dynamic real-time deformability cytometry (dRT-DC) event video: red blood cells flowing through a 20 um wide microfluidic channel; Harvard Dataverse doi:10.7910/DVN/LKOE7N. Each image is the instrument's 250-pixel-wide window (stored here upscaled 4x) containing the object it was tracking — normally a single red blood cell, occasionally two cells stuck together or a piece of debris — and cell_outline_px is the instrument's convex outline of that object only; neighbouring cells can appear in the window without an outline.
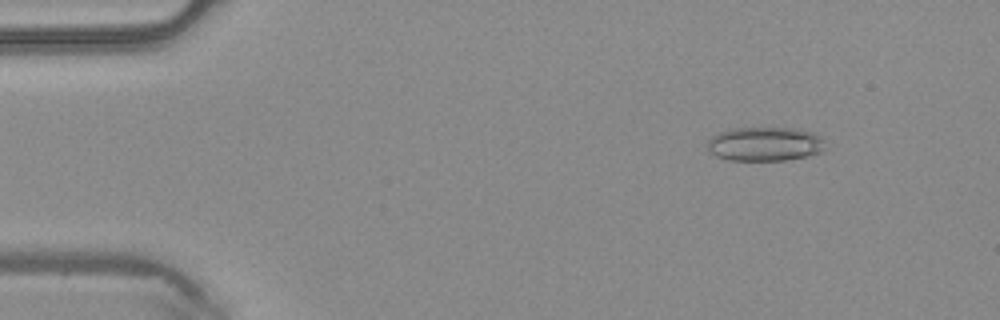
{"species": "common noctule bat (a hibernating species)", "species_latin": "Nyctalus noctula", "temperature_condition": "warm", "stored_images_in_passage": 49, "camera_frame_rate_fps": 3000, "um_per_image_px": 0.085, "animal": {"sex": "male", "body_mass_g": 20.4}, "frame": {"image": 1, "passage_image": 6, "time_ms": 1.667, "image_size_px": [1000, 320], "cell_outline_px": [[824, 140], [820, 152], [808, 156], [784, 160], [728, 160], [716, 156], [708, 152], [708, 140], [712, 136], [720, 132], [732, 128], [800, 128], [816, 132], [824, 136]], "centroid_in_image_um": [65.03, 12.22], "position_along_channel_um": 20.0, "area_um2": 23.64}}
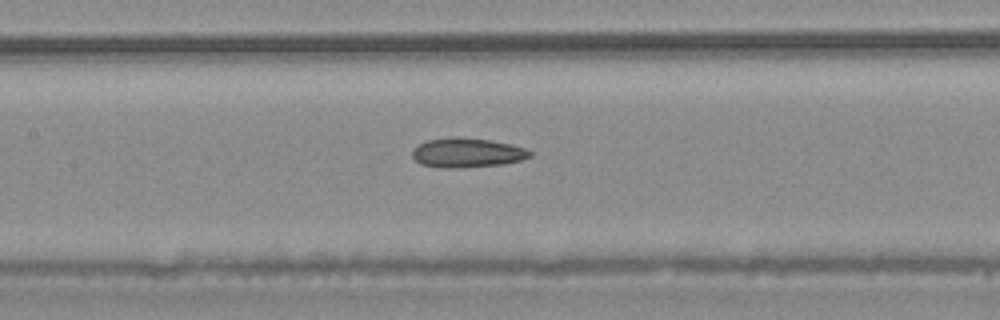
{"frame": {"image": 2, "passage_image": 23, "time_ms": 7.333, "image_size_px": [1000, 320], "cell_outline_px": [[532, 156], [520, 160], [504, 164], [456, 168], [448, 168], [420, 164], [412, 156], [412, 148], [428, 140], [488, 140], [508, 144], [524, 148], [532, 152]], "centroid_in_image_um": [39.72, 13.04], "position_along_channel_um": 167.7, "area_um2": 19.13}}
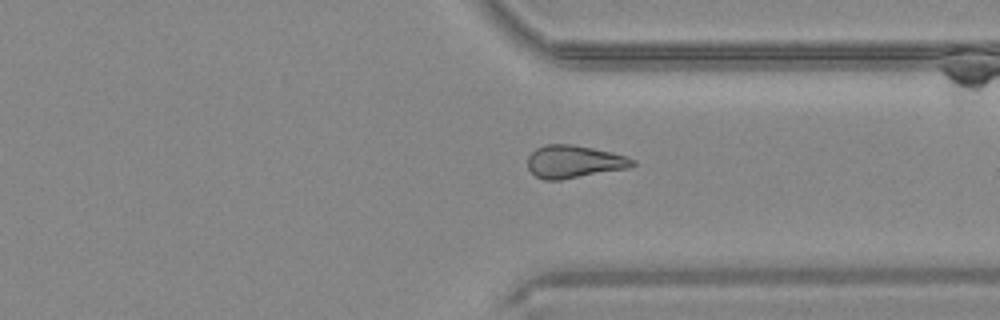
{"frame": {"image": 3, "passage_image": 37, "time_ms": 12.0, "image_size_px": [1000, 320], "cell_outline_px": [[636, 164], [628, 168], [560, 180], [544, 180], [536, 176], [528, 168], [528, 156], [536, 148], [544, 144], [572, 144], [612, 152], [636, 160]], "centroid_in_image_um": [48.78, 13.74], "position_along_channel_um": 362.6, "area_um2": 19.94}, "authors_computed_cell_mechanics": {"area_um2": 20.6346, "velocity_mm_per_s": 4.1856, "shape_relaxation_time_tau1_ms": null, "shape_relaxation_time_tau2_ms": 4.2329, "deformation_change_tau1": null, "deformation_change_tau2": 0.1306}}